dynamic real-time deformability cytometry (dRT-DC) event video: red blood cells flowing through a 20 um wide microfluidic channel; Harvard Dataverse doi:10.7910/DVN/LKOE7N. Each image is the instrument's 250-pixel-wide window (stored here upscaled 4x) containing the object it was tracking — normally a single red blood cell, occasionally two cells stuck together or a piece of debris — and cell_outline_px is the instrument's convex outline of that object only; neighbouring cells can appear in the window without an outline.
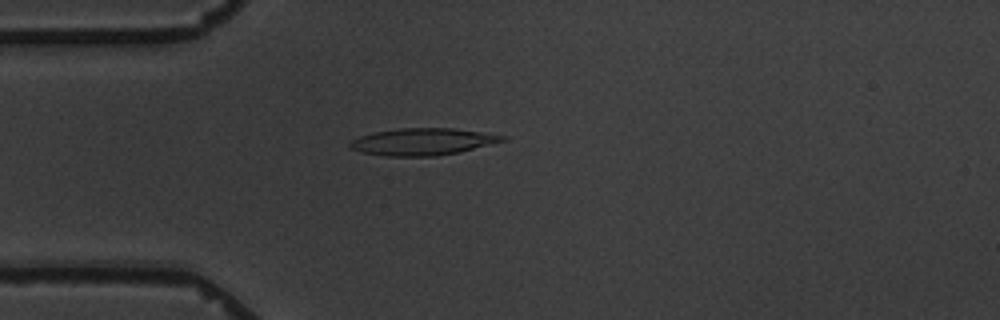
{"species": "common noctule bat (a hibernating species)", "species_latin": "Nyctalus noctula", "temperature_condition": "warm", "stored_images_in_passage": 4, "camera_frame_rate_fps": 3000, "um_per_image_px": 0.085, "animal": {"sex": "male", "body_mass_g": 19.5, "forearm_length_mm": 54.6}, "frame": {"image": 1, "passage_image": 4, "time_ms": 3.667, "image_size_px": [1000, 320], "cell_outline_px": [[508, 140], [460, 152], [436, 156], [384, 156], [360, 152], [348, 148], [348, 144], [352, 140], [360, 136], [376, 132], [400, 128], [452, 128], [508, 136]], "centroid_in_image_um": [35.93, 12.05], "position_along_channel_um": 49.1, "area_um2": 24.04}}